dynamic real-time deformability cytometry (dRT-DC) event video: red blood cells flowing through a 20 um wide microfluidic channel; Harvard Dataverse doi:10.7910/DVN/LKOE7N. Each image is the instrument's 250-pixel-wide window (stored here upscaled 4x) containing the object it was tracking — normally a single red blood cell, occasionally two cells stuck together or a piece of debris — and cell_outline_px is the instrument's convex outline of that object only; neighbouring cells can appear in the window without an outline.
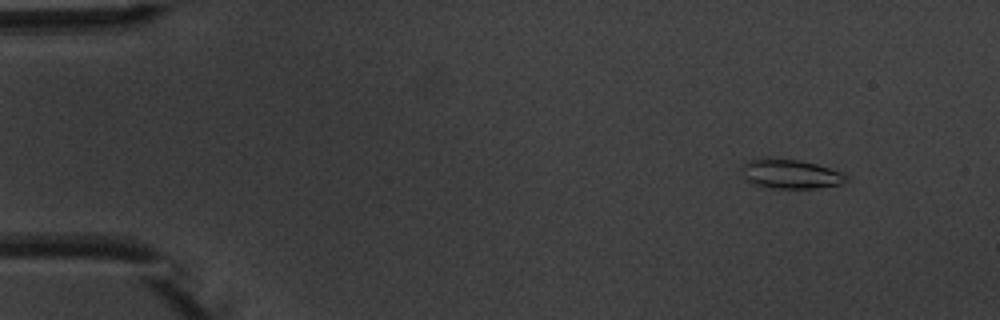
{"species": "common noctule bat (a hibernating species)", "species_latin": "Nyctalus noctula", "temperature_condition": "warm", "stored_images_in_passage": 4, "segment_of_instrument_passage": [1, 2], "camera_frame_rate_fps": 3000, "um_per_image_px": 0.085, "animal": {"sex": "male", "body_mass_g": 20.1, "forearm_length_mm": 53.5}, "frame": {"image": 1, "passage_image": 1, "time_ms": 0.0, "image_size_px": [1000, 320], "cell_outline_px": [[848, 180], [840, 184], [816, 188], [768, 188], [752, 184], [744, 180], [744, 164], [752, 160], [764, 156], [800, 160], [816, 164], [844, 172], [848, 176]], "centroid_in_image_um": [67.2, 14.78], "position_along_channel_um": 17.8, "area_um2": 18.09}}